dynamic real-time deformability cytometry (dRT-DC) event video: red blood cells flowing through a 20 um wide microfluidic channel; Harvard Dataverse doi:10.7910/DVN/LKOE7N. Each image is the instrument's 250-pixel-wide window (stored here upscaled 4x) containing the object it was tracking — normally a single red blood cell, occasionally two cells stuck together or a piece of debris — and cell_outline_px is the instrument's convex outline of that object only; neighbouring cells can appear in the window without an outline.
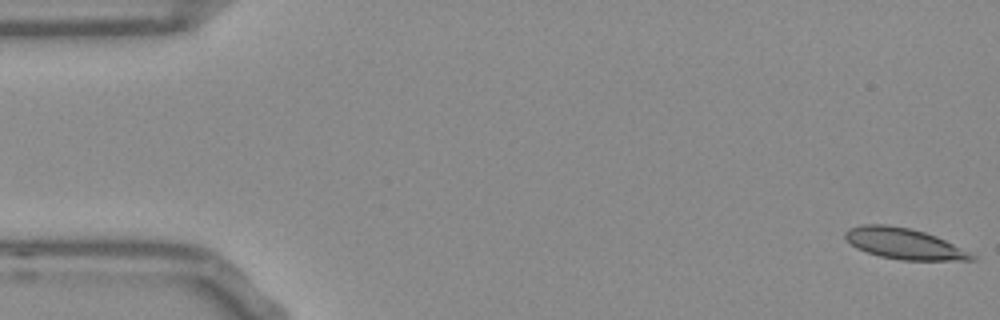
{"species": "Egyptian fruit bat (a non-hibernating species)", "species_latin": "Rousettus aegyptiacus", "temperature_condition": "room temperature", "stored_images_in_passage": 3, "camera_frame_rate_fps": 3000, "um_per_image_px": 0.085, "frame": {"image": 1, "passage_image": 1, "time_ms": 0.0, "image_size_px": [1000, 320], "cell_outline_px": [[976, 260], [900, 260], [880, 256], [856, 248], [844, 236], [844, 232], [848, 228], [864, 224], [884, 224], [908, 228], [924, 232], [936, 236], [972, 252], [976, 256]], "centroid_in_image_um": [76.87, 20.71], "position_along_channel_um": 8.1, "area_um2": 22.72}}